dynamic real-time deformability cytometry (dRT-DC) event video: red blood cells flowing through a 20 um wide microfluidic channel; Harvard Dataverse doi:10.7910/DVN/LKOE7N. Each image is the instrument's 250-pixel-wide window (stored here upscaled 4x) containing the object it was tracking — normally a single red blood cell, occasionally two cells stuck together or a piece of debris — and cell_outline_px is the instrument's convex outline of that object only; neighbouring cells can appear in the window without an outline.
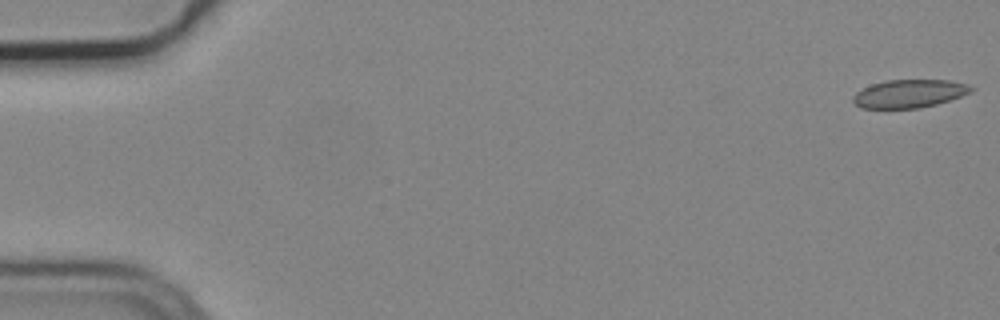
{"species": "common noctule bat (a hibernating species)", "species_latin": "Nyctalus noctula", "temperature_condition": "cold", "stored_images_in_passage": 6, "camera_frame_rate_fps": 3000, "um_per_image_px": 0.085, "animal": {"sex": "male", "body_mass_g": 19.2, "forearm_length_mm": 51.8}, "frame": {"image": 1, "passage_image": 1, "time_ms": 0.0, "image_size_px": [1000, 320], "cell_outline_px": [[976, 88], [972, 92], [936, 104], [920, 108], [860, 108], [852, 100], [852, 96], [856, 92], [872, 84], [884, 80], [948, 80], [968, 84]], "centroid_in_image_um": [77.29, 7.95], "position_along_channel_um": 7.7, "area_um2": 19.36}}